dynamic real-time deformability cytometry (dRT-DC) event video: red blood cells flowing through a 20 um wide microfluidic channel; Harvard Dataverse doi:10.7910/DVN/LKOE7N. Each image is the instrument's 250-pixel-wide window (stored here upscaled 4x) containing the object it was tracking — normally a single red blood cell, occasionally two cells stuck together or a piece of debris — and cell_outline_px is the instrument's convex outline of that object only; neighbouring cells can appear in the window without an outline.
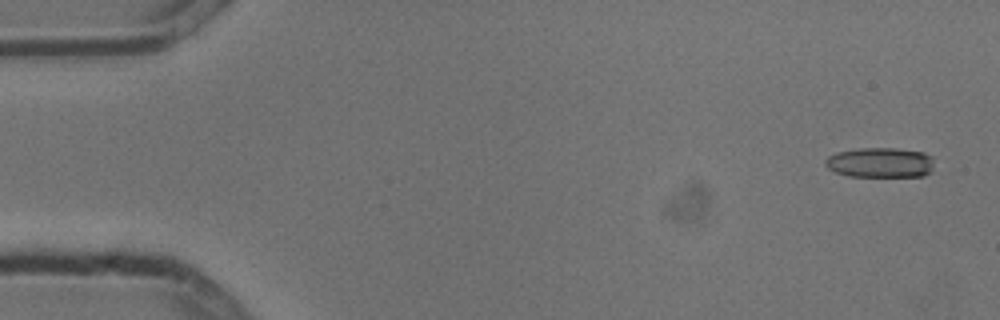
{"species": "common noctule bat (a hibernating species)", "species_latin": "Nyctalus noctula", "temperature_condition": "cold", "stored_images_in_passage": 5, "camera_frame_rate_fps": 3000, "um_per_image_px": 0.085, "animal": {"sex": "male", "body_mass_g": 13.3}, "frame": {"image": 1, "passage_image": 1, "time_ms": 0.0, "image_size_px": [1000, 320], "cell_outline_px": [[932, 172], [924, 176], [848, 176], [836, 172], [828, 168], [824, 164], [824, 160], [828, 156], [836, 152], [860, 148], [896, 148], [924, 152], [932, 156]], "centroid_in_image_um": [74.82, 13.81], "position_along_channel_um": 10.2, "area_um2": 19.19}}
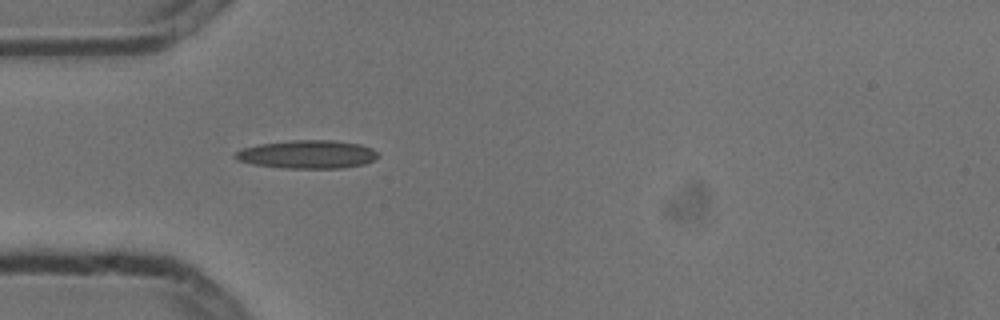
{"frame": {"image": 2, "passage_image": 5, "time_ms": 1.333, "image_size_px": [1000, 320], "cell_outline_px": [[380, 156], [364, 164], [344, 168], [284, 168], [252, 164], [236, 160], [232, 156], [240, 148], [260, 144], [288, 140], [332, 140], [360, 144], [372, 148]], "centroid_in_image_um": [26.09, 13.12], "position_along_channel_um": 58.9, "area_um2": 23.7}}